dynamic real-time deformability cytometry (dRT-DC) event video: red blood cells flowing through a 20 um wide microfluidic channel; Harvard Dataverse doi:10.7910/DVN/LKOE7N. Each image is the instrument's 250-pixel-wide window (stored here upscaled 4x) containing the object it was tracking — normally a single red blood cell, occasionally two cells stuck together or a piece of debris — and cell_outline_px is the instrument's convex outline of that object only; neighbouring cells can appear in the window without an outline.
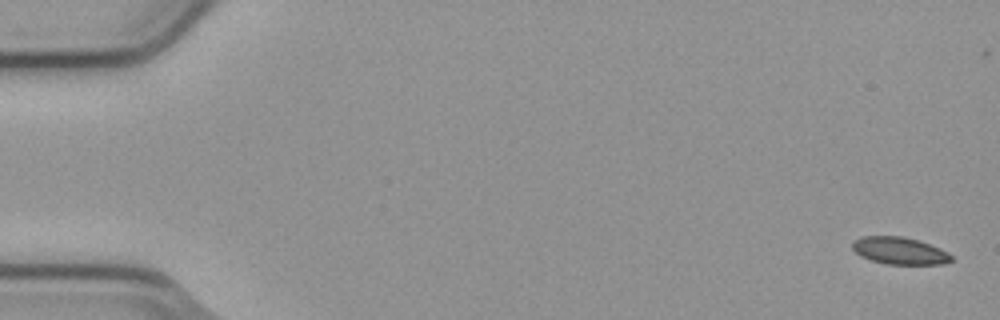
{"species": "common noctule bat (a hibernating species)", "species_latin": "Nyctalus noctula", "temperature_condition": "cold", "stored_images_in_passage": 6, "segment_of_instrument_passage": [1, 2], "camera_frame_rate_fps": 3000, "um_per_image_px": 0.085, "animal": {"sex": "male", "body_mass_g": 23.1, "forearm_length_mm": 52.7}, "frame": {"image": 1, "passage_image": 1, "time_ms": 0.0, "image_size_px": [1000, 320], "cell_outline_px": [[952, 260], [944, 264], [888, 264], [872, 260], [860, 256], [852, 248], [852, 244], [856, 240], [864, 236], [904, 236], [940, 248], [948, 252], [952, 256]], "centroid_in_image_um": [76.48, 21.31], "position_along_channel_um": 8.5, "area_um2": 15.49}}